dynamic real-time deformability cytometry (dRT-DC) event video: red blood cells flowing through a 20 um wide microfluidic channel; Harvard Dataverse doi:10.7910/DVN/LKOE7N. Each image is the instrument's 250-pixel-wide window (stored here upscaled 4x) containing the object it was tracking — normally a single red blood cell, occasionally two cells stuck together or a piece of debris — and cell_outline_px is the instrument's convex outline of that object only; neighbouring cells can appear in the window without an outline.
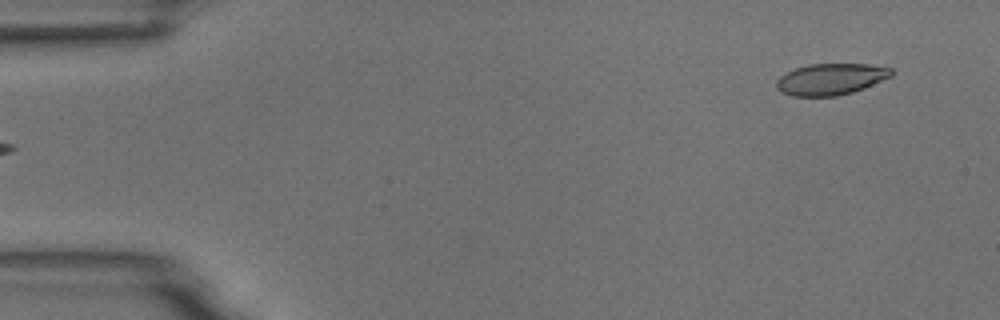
{"species": "common noctule bat (a hibernating species)", "species_latin": "Nyctalus noctula", "temperature_condition": "room temperature", "stored_images_in_passage": 5, "segment_of_instrument_passage": [2, 2], "camera_frame_rate_fps": 3000, "um_per_image_px": 0.085, "animal": {"sex": "male", "body_mass_g": 18.8}, "frame": {"image": 1, "passage_image": 5, "time_ms": 1.333, "image_size_px": [1000, 320], "cell_outline_px": [[892, 76], [864, 88], [852, 92], [836, 96], [792, 96], [776, 88], [776, 80], [780, 76], [796, 68], [808, 64], [868, 64], [892, 68]], "centroid_in_image_um": [70.62, 6.72], "position_along_channel_um": 14.4, "area_um2": 20.92}}